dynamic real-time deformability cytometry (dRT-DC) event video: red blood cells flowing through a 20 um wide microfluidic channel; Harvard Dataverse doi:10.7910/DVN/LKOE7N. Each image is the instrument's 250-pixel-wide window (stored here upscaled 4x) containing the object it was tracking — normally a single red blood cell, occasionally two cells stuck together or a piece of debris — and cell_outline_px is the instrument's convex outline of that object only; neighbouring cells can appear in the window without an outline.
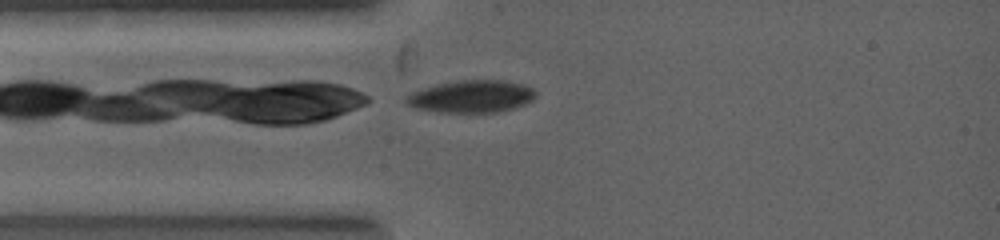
{"species": "common noctule bat (a hibernating species)", "species_latin": "Nyctalus noctula", "temperature_condition": "warm", "stored_images_in_passage": 1, "camera_frame_rate_fps": 5000, "um_per_image_px": 0.085, "animal": {"sex": "female", "body_mass_g": 19.0, "forearm_length_mm": 53.3}, "frame": {"image": 1, "passage_image": 1, "time_ms": 0.0, "image_size_px": [1000, 240], "cell_outline_px": [[536, 96], [532, 100], [524, 104], [500, 112], [440, 112], [416, 108], [408, 104], [404, 100], [412, 92], [424, 88], [440, 84], [460, 80], [496, 80], [520, 84], [532, 88], [536, 92]], "centroid_in_image_um": [40.08, 8.21], "position_along_channel_um": 44.9, "area_um2": 23.93}}